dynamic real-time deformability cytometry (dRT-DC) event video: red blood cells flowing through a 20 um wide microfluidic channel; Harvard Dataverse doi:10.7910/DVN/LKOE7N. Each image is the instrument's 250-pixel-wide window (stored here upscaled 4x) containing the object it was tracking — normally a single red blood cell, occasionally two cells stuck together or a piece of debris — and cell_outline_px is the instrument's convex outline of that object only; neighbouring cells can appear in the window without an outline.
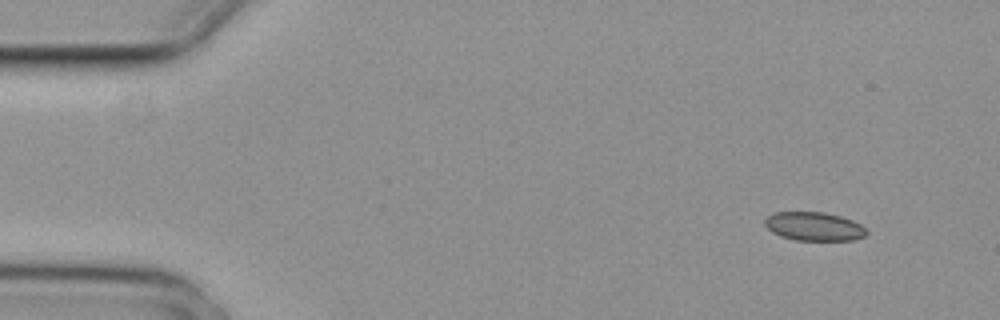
{"species": "common noctule bat (a hibernating species)", "species_latin": "Nyctalus noctula", "temperature_condition": "cold", "stored_images_in_passage": 4, "camera_frame_rate_fps": 3000, "um_per_image_px": 0.085, "animal": {"sex": "female", "body_mass_g": 29.2, "forearm_length_mm": 56.3}, "frame": {"image": 1, "passage_image": 1, "time_ms": 0.0, "image_size_px": [1000, 320], "cell_outline_px": [[868, 232], [864, 236], [852, 240], [796, 240], [780, 236], [772, 232], [764, 224], [764, 220], [768, 216], [776, 212], [824, 212], [840, 216], [852, 220], [860, 224]], "centroid_in_image_um": [69.18, 19.24], "position_along_channel_um": 15.8, "area_um2": 16.88}}
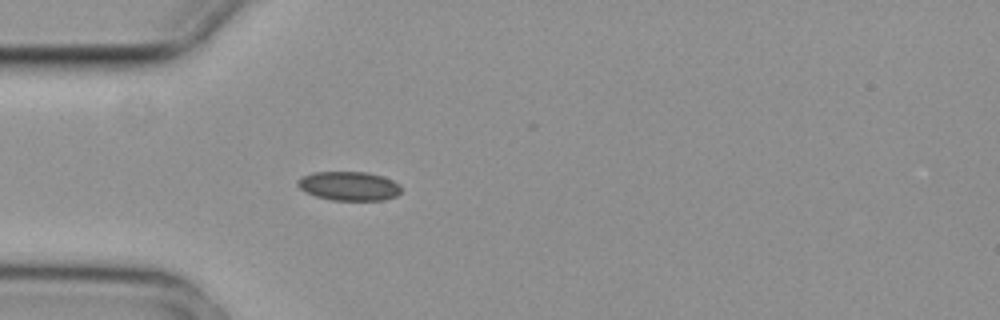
{"frame": {"image": 2, "passage_image": 4, "time_ms": 1.0, "image_size_px": [1000, 320], "cell_outline_px": [[400, 192], [396, 196], [384, 200], [332, 200], [316, 196], [304, 192], [296, 184], [296, 180], [300, 176], [312, 172], [368, 172], [392, 180], [400, 184]], "centroid_in_image_um": [29.61, 15.81], "position_along_channel_um": 55.4, "area_um2": 17.63}}